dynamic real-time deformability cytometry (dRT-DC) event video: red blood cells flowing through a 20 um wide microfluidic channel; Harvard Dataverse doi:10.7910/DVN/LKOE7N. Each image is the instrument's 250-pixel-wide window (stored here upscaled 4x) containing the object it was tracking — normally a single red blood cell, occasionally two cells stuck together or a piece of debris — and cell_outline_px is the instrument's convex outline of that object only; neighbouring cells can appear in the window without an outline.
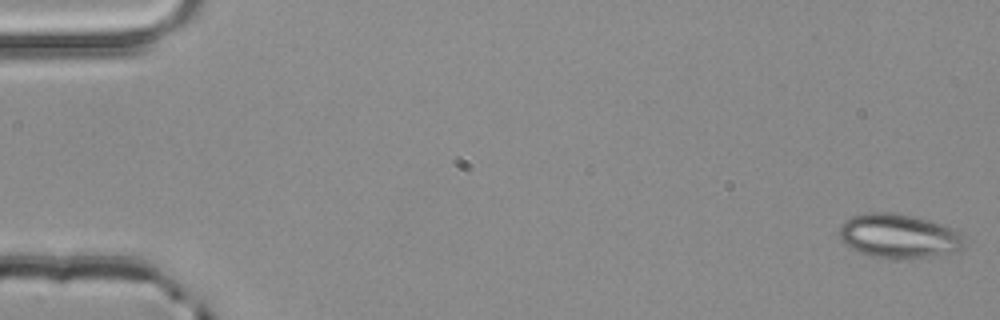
{"species": "common noctule bat (a hibernating species)", "species_latin": "Nyctalus noctula", "temperature_condition": "room temperature", "stored_images_in_passage": 4, "camera_frame_rate_fps": 3000, "um_per_image_px": 0.085, "animal": {"sex": "male", "body_mass_g": 20.4}, "frame": {"image": 1, "passage_image": 1, "time_ms": 0.0, "image_size_px": [1000, 320], "cell_outline_px": [[964, 248], [952, 252], [928, 256], [868, 256], [852, 248], [840, 236], [840, 224], [852, 216], [868, 212], [892, 212], [912, 216], [928, 220], [940, 224], [960, 232], [964, 244]], "centroid_in_image_um": [76.38, 20.02], "position_along_channel_um": 8.6, "area_um2": 31.04}}